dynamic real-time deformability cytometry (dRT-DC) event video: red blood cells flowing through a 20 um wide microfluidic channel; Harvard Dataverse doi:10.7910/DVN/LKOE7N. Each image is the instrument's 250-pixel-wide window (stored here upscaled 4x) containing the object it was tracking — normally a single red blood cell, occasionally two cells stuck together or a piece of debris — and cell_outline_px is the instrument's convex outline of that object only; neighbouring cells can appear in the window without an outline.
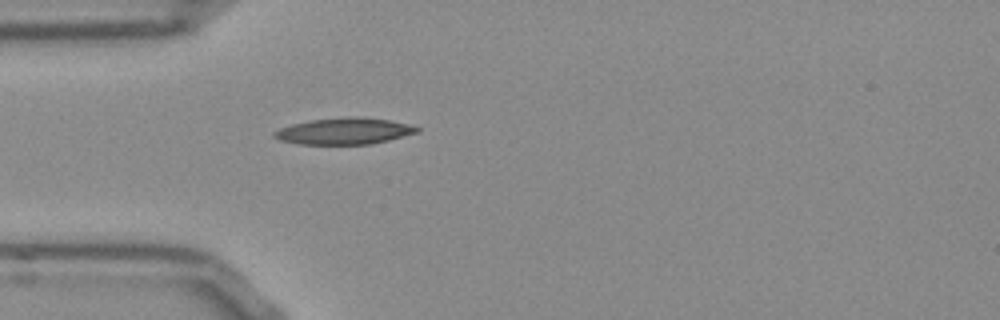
{"species": "Egyptian fruit bat (a non-hibernating species)", "species_latin": "Rousettus aegyptiacus", "temperature_condition": "room temperature", "stored_images_in_passage": 28, "camera_frame_rate_fps": 3000, "um_per_image_px": 0.085, "frame": {"image": 1, "passage_image": 1, "time_ms": 0.0, "image_size_px": [1000, 320], "cell_outline_px": [[420, 132], [372, 144], [300, 144], [280, 140], [272, 136], [272, 132], [280, 128], [292, 124], [312, 120], [348, 116], [360, 116], [388, 120], [408, 124], [420, 128]], "centroid_in_image_um": [29.26, 11.14], "position_along_channel_um": 55.7, "area_um2": 22.02}}
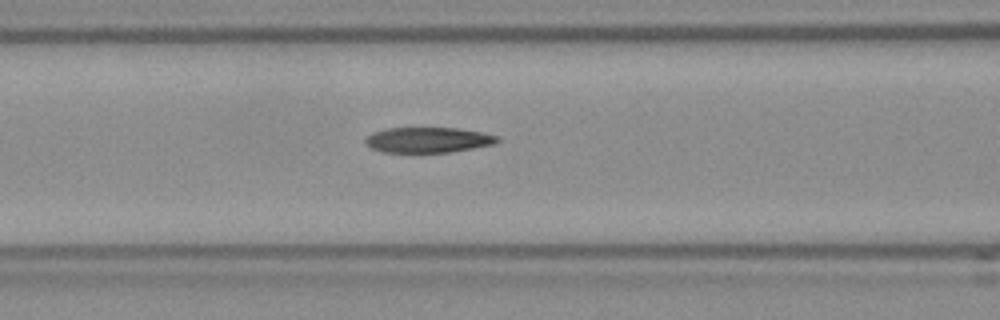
{"frame": {"image": 2, "passage_image": 7, "time_ms": 2.0, "image_size_px": [1000, 320], "cell_outline_px": [[500, 140], [492, 144], [472, 148], [448, 152], [384, 152], [372, 148], [364, 140], [372, 132], [384, 128], [460, 128], [500, 136]], "centroid_in_image_um": [36.38, 11.88], "position_along_channel_um": 130.2, "area_um2": 19.36}}
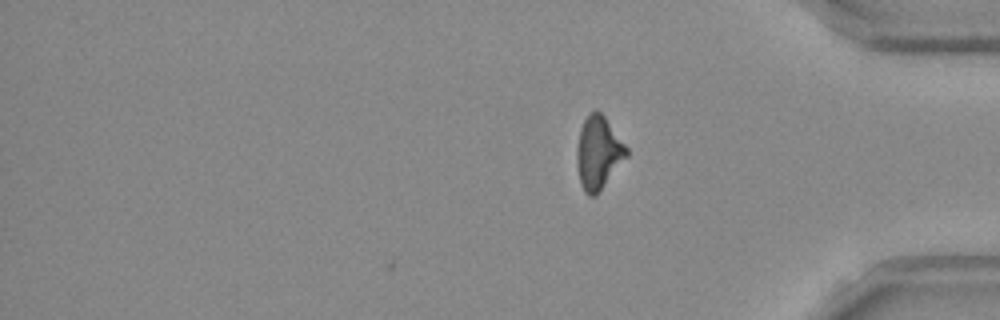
{"frame": {"image": 3, "passage_image": 28, "time_ms": 9.0, "image_size_px": [1000, 320], "cell_outline_px": [[628, 156], [596, 196], [588, 196], [584, 192], [580, 184], [576, 160], [576, 152], [580, 128], [588, 112], [596, 108], [604, 116], [628, 148]], "centroid_in_image_um": [50.85, 12.98], "position_along_channel_um": 384.4, "area_um2": 21.33}, "authors_computed_cell_mechanics": {"area_um2": 20.4034, "velocity_mm_per_s": 3.8644, "shape_relaxation_time_tau1_ms": null, "shape_relaxation_time_tau2_ms": 3.0925, "deformation_change_tau1": null, "deformation_change_tau2": 0.119}}